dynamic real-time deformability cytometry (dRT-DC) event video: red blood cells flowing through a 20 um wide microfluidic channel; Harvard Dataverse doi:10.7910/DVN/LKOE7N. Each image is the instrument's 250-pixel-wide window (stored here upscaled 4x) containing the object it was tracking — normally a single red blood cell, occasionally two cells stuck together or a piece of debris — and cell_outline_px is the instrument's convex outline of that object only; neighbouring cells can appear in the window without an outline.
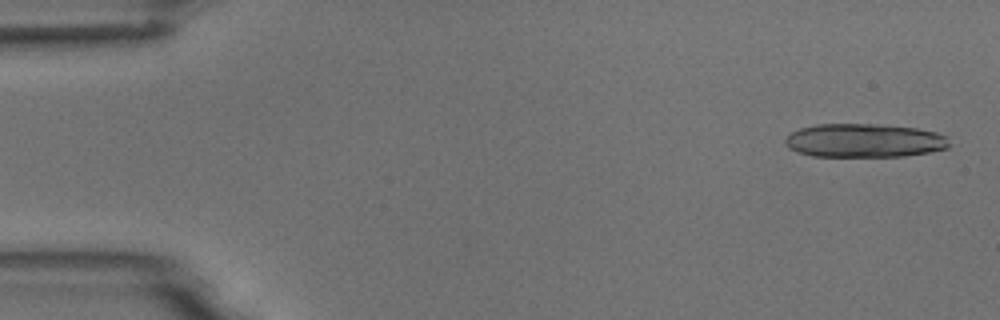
{"species": "common noctule bat (a hibernating species)", "species_latin": "Nyctalus noctula", "temperature_condition": "room temperature", "stored_images_in_passage": 4, "camera_frame_rate_fps": 3000, "um_per_image_px": 0.085, "animal": {"sex": "male", "body_mass_g": 18.8}, "frame": {"image": 1, "passage_image": 1, "time_ms": 0.0, "image_size_px": [1000, 320], "cell_outline_px": [[948, 148], [928, 152], [904, 156], [812, 156], [796, 152], [788, 148], [784, 144], [784, 140], [792, 132], [800, 128], [816, 124], [872, 124], [916, 128], [936, 132], [948, 136]], "centroid_in_image_um": [73.43, 11.95], "position_along_channel_um": 11.6, "area_um2": 32.19}}